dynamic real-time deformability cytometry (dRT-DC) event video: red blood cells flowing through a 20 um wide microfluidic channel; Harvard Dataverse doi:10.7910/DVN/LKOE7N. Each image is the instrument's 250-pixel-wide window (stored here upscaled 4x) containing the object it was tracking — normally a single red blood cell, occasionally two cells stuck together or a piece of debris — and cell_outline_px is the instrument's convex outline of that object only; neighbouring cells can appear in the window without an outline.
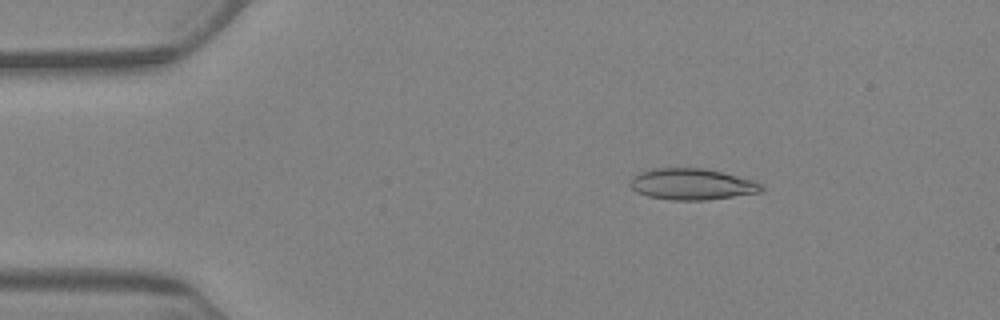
{"species": "Egyptian fruit bat (a non-hibernating species)", "species_latin": "Rousettus aegyptiacus", "temperature_condition": "warm", "stored_images_in_passage": 5, "camera_frame_rate_fps": 3000, "um_per_image_px": 0.085, "animal": {"sex": "female"}, "frame": {"image": 1, "passage_image": 2, "time_ms": 1.333, "image_size_px": [1000, 320], "cell_outline_px": [[764, 188], [760, 192], [708, 200], [672, 200], [648, 196], [632, 188], [628, 184], [632, 176], [652, 168], [704, 168], [752, 180], [760, 184]], "centroid_in_image_um": [58.78, 15.66], "position_along_channel_um": 26.2, "area_um2": 23.64}}
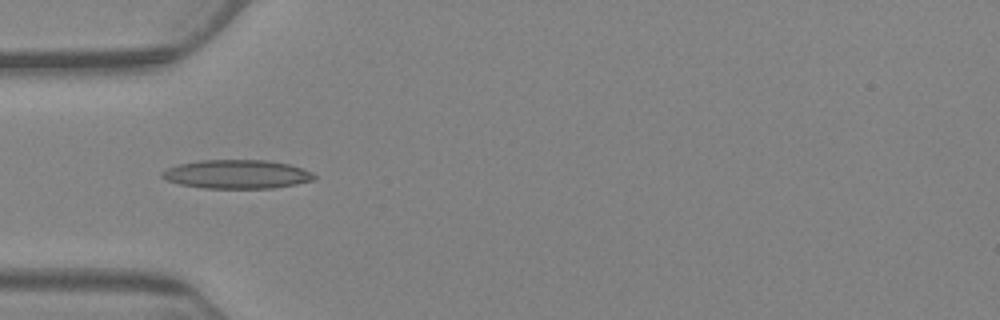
{"frame": {"image": 2, "passage_image": 4, "time_ms": 4.667, "image_size_px": [1000, 320], "cell_outline_px": [[316, 176], [312, 180], [296, 184], [272, 188], [204, 188], [180, 184], [168, 180], [160, 176], [160, 172], [168, 168], [180, 164], [200, 160], [268, 160], [288, 164], [312, 172]], "centroid_in_image_um": [20.12, 14.81], "position_along_channel_um": 64.9, "area_um2": 25.32}}
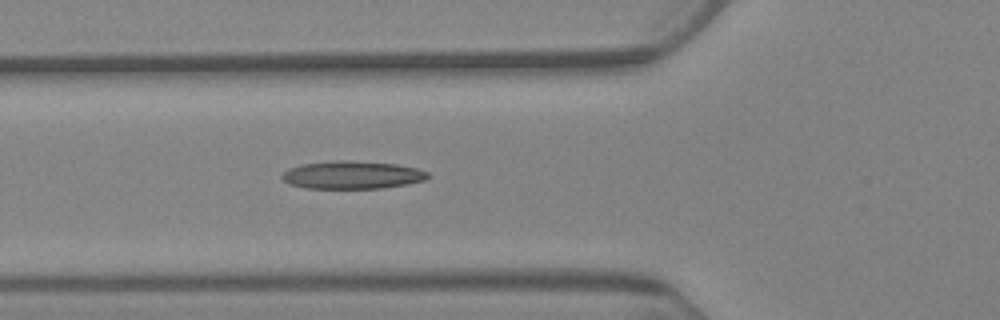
{"frame": {"image": 3, "passage_image": 5, "time_ms": 5.667, "image_size_px": [1000, 320], "cell_outline_px": [[432, 176], [424, 180], [408, 184], [384, 188], [304, 188], [288, 184], [280, 176], [288, 168], [300, 164], [332, 160], [352, 160], [396, 164], [416, 168], [428, 172]], "centroid_in_image_um": [29.92, 14.86], "position_along_channel_um": 95.9, "area_um2": 23.99}}